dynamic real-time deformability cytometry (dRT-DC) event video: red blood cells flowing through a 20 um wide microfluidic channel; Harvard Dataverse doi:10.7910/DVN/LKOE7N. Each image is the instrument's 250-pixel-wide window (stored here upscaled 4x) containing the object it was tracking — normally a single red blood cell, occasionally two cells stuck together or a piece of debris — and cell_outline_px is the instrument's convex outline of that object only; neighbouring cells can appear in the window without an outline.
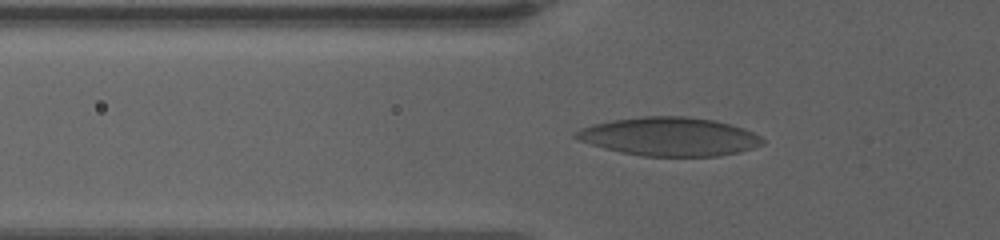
{"species": "human", "species_latin": "Homo sapiens", "temperature_condition": "warm", "stored_images_in_passage": 44, "camera_frame_rate_fps": 3000, "um_per_image_px": 0.085, "donor": {"sex": "female"}, "frame": {"image": 1, "passage_image": 11, "time_ms": 3.333, "image_size_px": [1000, 240], "cell_outline_px": [[764, 144], [740, 152], [720, 156], [644, 156], [620, 152], [604, 148], [580, 140], [572, 136], [572, 132], [580, 128], [592, 124], [612, 120], [644, 116], [684, 116], [716, 120], [744, 128], [760, 136], [764, 140]], "centroid_in_image_um": [56.9, 11.61], "position_along_channel_um": 68.9, "area_um2": 42.08}}
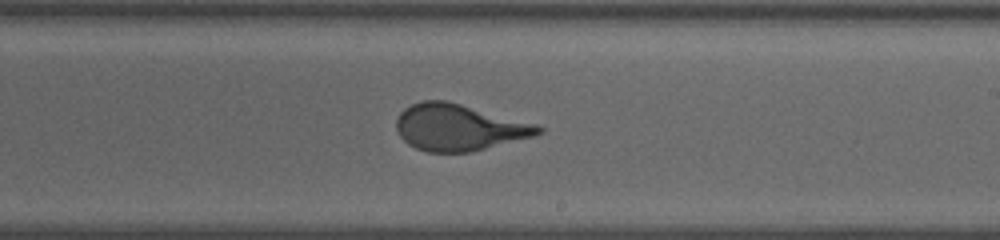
{"frame": {"image": 2, "passage_image": 27, "time_ms": 8.667, "image_size_px": [1000, 240], "cell_outline_px": [[544, 132], [536, 136], [472, 152], [428, 152], [416, 148], [408, 144], [400, 136], [396, 128], [396, 120], [400, 112], [404, 108], [412, 104], [424, 100], [448, 100], [536, 124], [544, 128]], "centroid_in_image_um": [39.02, 10.83], "position_along_channel_um": 250.0, "area_um2": 38.67}}
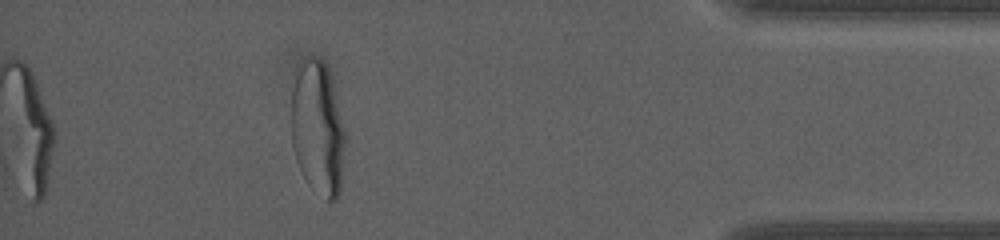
{"frame": {"image": 3, "passage_image": 44, "time_ms": 14.333, "image_size_px": [1000, 240], "cell_outline_px": [[344, 144], [340, 188], [336, 200], [328, 200], [304, 176], [296, 160], [292, 144], [292, 88], [296, 76], [300, 68], [308, 60], [324, 60], [328, 68], [344, 128]], "centroid_in_image_um": [27.01, 10.92], "position_along_channel_um": 408.2, "area_um2": 40.4}, "authors_computed_cell_mechanics": {"area_um2": 39.6797, "velocity_mm_per_s": 3.4624, "shape_relaxation_time_tau1_ms": 5.7462, "shape_relaxation_time_tau2_ms": null, "deformation_change_tau1": 0.2075, "deformation_change_tau2": null}}